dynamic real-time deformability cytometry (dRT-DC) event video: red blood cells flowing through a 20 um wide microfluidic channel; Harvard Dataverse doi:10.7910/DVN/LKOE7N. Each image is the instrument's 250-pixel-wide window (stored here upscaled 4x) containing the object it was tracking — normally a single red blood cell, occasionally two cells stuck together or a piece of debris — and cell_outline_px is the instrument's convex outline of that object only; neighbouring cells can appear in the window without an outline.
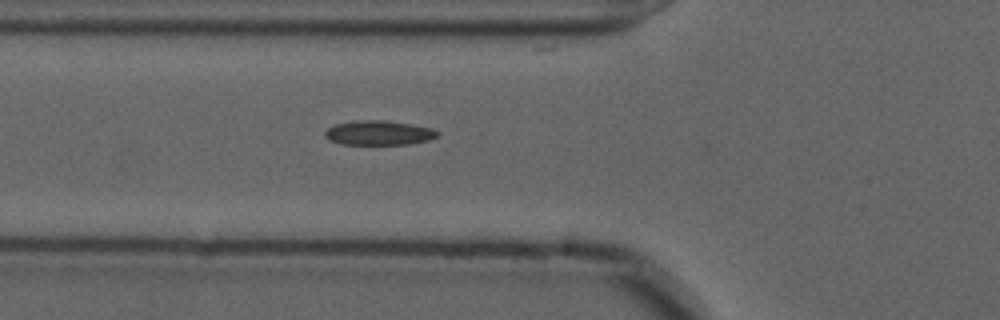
{"species": "common noctule bat (a hibernating species)", "species_latin": "Nyctalus noctula", "temperature_condition": "cold", "stored_images_in_passage": 30, "camera_frame_rate_fps": 3000, "um_per_image_px": 0.085, "animal": {"sex": "male", "forearm_length_mm": 52.5}, "frame": {"image": 1, "passage_image": 2, "time_ms": 0.333, "image_size_px": [1000, 320], "cell_outline_px": [[440, 132], [436, 136], [428, 140], [408, 144], [340, 144], [328, 140], [324, 136], [324, 132], [328, 128], [336, 124], [352, 120], [384, 120], [412, 124], [432, 128]], "centroid_in_image_um": [32.16, 11.28], "position_along_channel_um": 93.6, "area_um2": 16.13}}
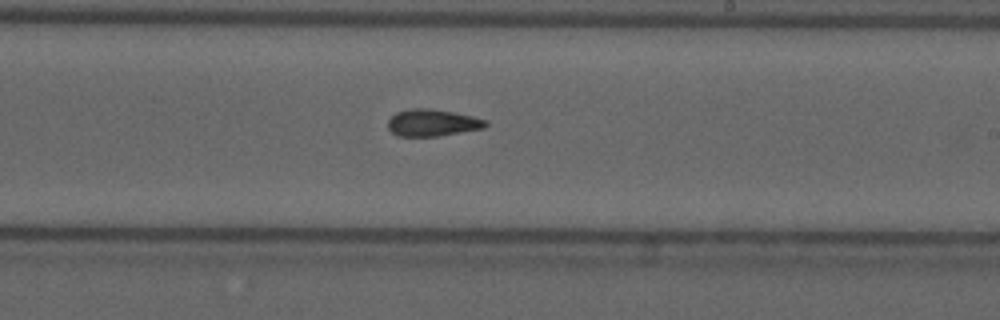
{"frame": {"image": 2, "passage_image": 15, "time_ms": 4.667, "image_size_px": [1000, 320], "cell_outline_px": [[488, 124], [484, 128], [436, 136], [396, 136], [388, 128], [388, 120], [396, 112], [412, 108], [428, 108], [452, 112], [472, 116], [488, 120]], "centroid_in_image_um": [36.74, 10.43], "position_along_channel_um": 252.3, "area_um2": 15.26}}
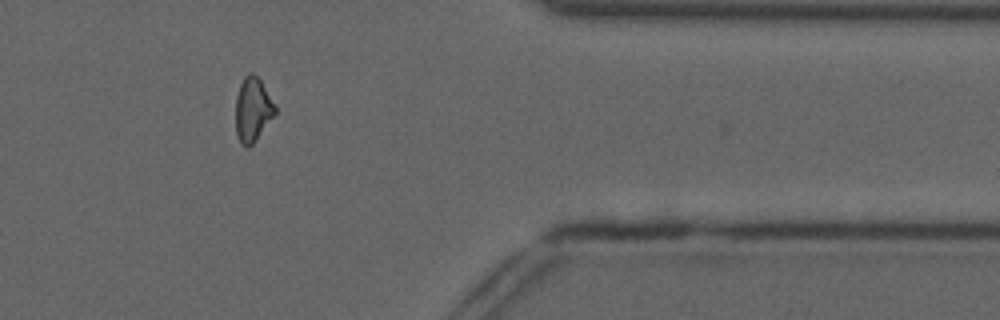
{"frame": {"image": 3, "passage_image": 28, "time_ms": 9.0, "image_size_px": [1000, 320], "cell_outline_px": [[276, 112], [252, 144], [248, 148], [240, 144], [236, 136], [236, 96], [240, 84], [244, 76], [248, 72], [252, 72], [260, 80], [276, 104]], "centroid_in_image_um": [21.47, 9.3], "position_along_channel_um": 389.9, "area_um2": 14.74}, "authors_computed_cell_mechanics": {"area_um2": 15.2881, "velocity_mm_per_s": 3.6491, "shape_relaxation_time_tau1_ms": null, "shape_relaxation_time_tau2_ms": 2.8638, "deformation_change_tau1": null, "deformation_change_tau2": 0.0787}}